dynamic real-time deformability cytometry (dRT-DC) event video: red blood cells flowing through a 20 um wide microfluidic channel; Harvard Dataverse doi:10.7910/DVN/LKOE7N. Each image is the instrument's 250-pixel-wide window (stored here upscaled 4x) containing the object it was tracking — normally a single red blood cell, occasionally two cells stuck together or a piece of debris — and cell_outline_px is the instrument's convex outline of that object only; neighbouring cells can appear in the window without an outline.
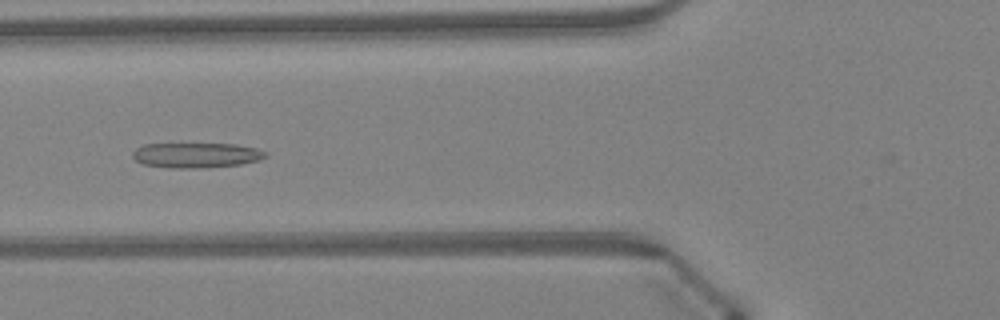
{"species": "Egyptian fruit bat (a non-hibernating species)", "species_latin": "Rousettus aegyptiacus", "temperature_condition": "warm", "stored_images_in_passage": 45, "camera_frame_rate_fps": 3000, "um_per_image_px": 0.085, "animal": {"sex": "female"}, "frame": {"image": 1, "passage_image": 16, "time_ms": 5.0, "image_size_px": [1000, 320], "cell_outline_px": [[268, 156], [260, 160], [240, 164], [200, 168], [168, 168], [144, 164], [136, 160], [132, 156], [132, 152], [136, 148], [144, 144], [236, 144], [256, 148], [268, 152]], "centroid_in_image_um": [16.7, 13.19], "position_along_channel_um": 109.1, "area_um2": 19.48}}
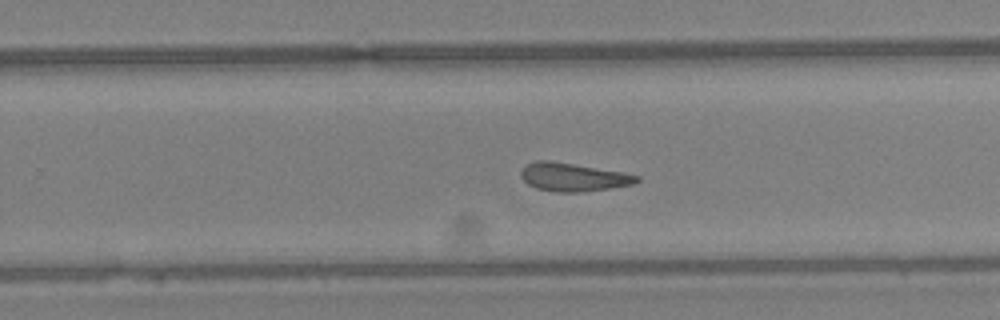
{"frame": {"image": 2, "passage_image": 28, "time_ms": 9.0, "image_size_px": [1000, 320], "cell_outline_px": [[640, 180], [632, 184], [608, 188], [580, 192], [556, 192], [536, 188], [528, 184], [520, 176], [520, 172], [528, 164], [536, 160], [548, 160], [624, 172], [640, 176]], "centroid_in_image_um": [48.71, 15.05], "position_along_channel_um": 281.1, "area_um2": 18.9}}
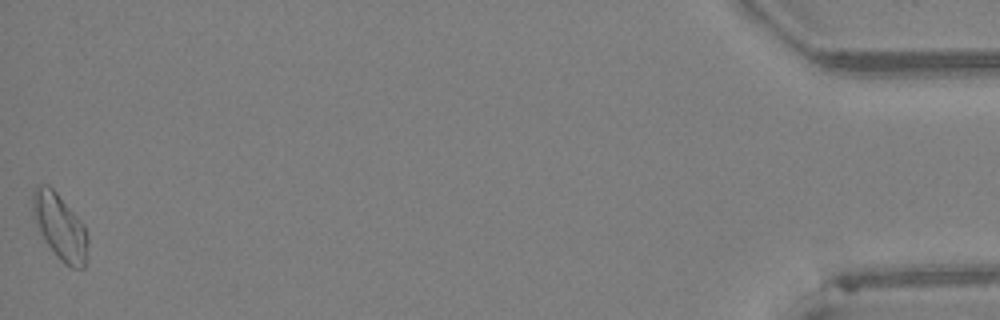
{"frame": {"image": 3, "passage_image": 45, "time_ms": 14.667, "image_size_px": [1000, 320], "cell_outline_px": [[88, 240], [84, 268], [72, 268], [64, 264], [56, 256], [44, 240], [32, 216], [32, 192], [36, 184], [48, 184], [56, 192], [84, 224], [88, 236]], "centroid_in_image_um": [5.07, 19.26], "position_along_channel_um": 430.1, "area_um2": 21.27}, "authors_computed_cell_mechanics": {"area_um2": 19.4786, "velocity_mm_per_s": 4.3191, "shape_relaxation_time_tau1_ms": 9.1909, "shape_relaxation_time_tau2_ms": 4.2194, "deformation_change_tau1": 0.1743, "deformation_change_tau2": 0.1286}}